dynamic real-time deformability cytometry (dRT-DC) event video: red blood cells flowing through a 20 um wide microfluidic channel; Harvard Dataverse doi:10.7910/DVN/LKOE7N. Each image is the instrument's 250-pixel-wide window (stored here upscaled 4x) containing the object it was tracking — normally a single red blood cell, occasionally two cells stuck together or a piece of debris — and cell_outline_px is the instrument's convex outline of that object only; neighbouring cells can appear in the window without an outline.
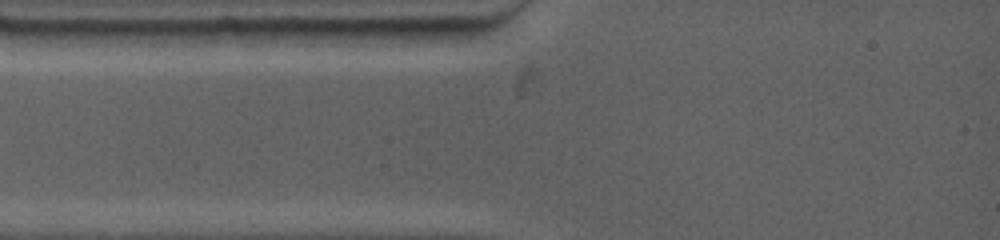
{"species": "common noctule bat (a hibernating species)", "species_latin": "Nyctalus noctula", "temperature_condition": "warm", "stored_images_in_passage": 1, "camera_frame_rate_fps": 4500, "um_per_image_px": 0.085, "animal": {"sex": "female", "body_mass_g": 19.0, "forearm_length_mm": 53.3}, "frame": {"image": 1, "passage_image": 1, "time_ms": 0.0, "image_size_px": [1000, 240], "cell_outline_px": [[488, 28], [484, 32], [456, 44], [404, 48], [380, 48], [380, 28]], "centroid_in_image_um": [36.14, 3.12], "position_along_channel_um": 48.9, "area_um2": 12.31}}